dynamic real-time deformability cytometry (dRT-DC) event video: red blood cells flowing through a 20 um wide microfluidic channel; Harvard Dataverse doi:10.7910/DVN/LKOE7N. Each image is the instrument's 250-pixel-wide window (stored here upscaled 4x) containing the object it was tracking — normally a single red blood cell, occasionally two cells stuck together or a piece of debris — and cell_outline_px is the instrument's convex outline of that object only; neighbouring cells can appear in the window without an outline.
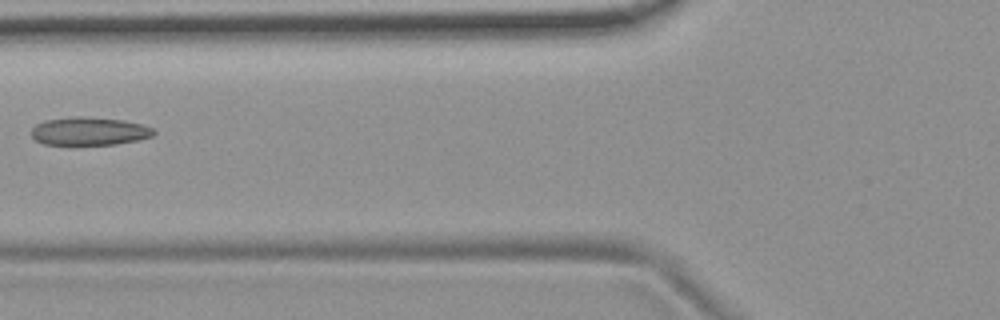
{"species": "common noctule bat (a hibernating species)", "species_latin": "Nyctalus noctula", "temperature_condition": "room temperature", "stored_images_in_passage": 7, "camera_frame_rate_fps": 3000, "um_per_image_px": 0.085, "animal": {"sex": "female", "body_mass_g": 19.9}, "frame": {"image": 1, "passage_image": 6, "time_ms": 1.667, "image_size_px": [1000, 320], "cell_outline_px": [[156, 132], [152, 136], [136, 140], [116, 144], [44, 144], [36, 140], [32, 136], [32, 128], [36, 124], [44, 120], [68, 116], [88, 116], [124, 120], [140, 124], [152, 128]], "centroid_in_image_um": [7.56, 11.13], "position_along_channel_um": 118.2, "area_um2": 20.06}}
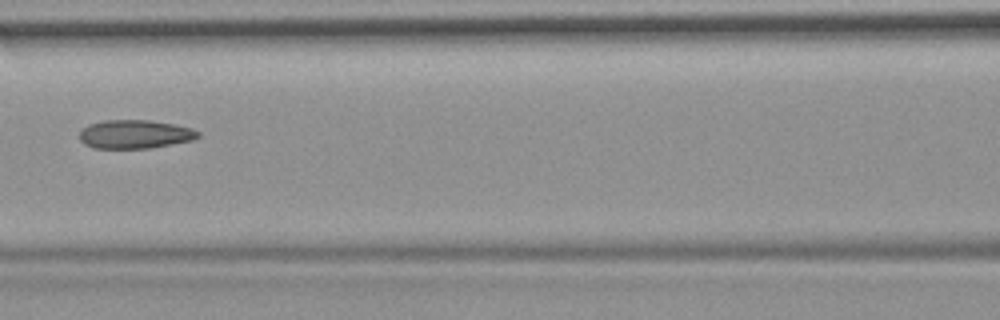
{"frame": {"image": 2, "passage_image": 7, "time_ms": 2.0, "image_size_px": [1000, 320], "cell_outline_px": [[200, 136], [192, 140], [148, 148], [92, 148], [84, 144], [80, 140], [80, 132], [88, 124], [104, 120], [148, 120], [176, 124], [192, 128], [200, 132]], "centroid_in_image_um": [11.46, 11.4], "position_along_channel_um": 155.1, "area_um2": 19.77}}